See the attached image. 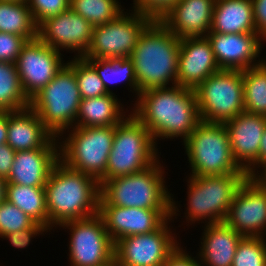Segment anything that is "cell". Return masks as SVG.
Masks as SVG:
<instances>
[{
	"mask_svg": "<svg viewBox=\"0 0 266 266\" xmlns=\"http://www.w3.org/2000/svg\"><path fill=\"white\" fill-rule=\"evenodd\" d=\"M180 40L158 19L146 26L129 57L140 93L177 85Z\"/></svg>",
	"mask_w": 266,
	"mask_h": 266,
	"instance_id": "obj_3",
	"label": "cell"
},
{
	"mask_svg": "<svg viewBox=\"0 0 266 266\" xmlns=\"http://www.w3.org/2000/svg\"><path fill=\"white\" fill-rule=\"evenodd\" d=\"M163 266H201L200 260L195 259L182 247H178L166 260Z\"/></svg>",
	"mask_w": 266,
	"mask_h": 266,
	"instance_id": "obj_41",
	"label": "cell"
},
{
	"mask_svg": "<svg viewBox=\"0 0 266 266\" xmlns=\"http://www.w3.org/2000/svg\"><path fill=\"white\" fill-rule=\"evenodd\" d=\"M98 214L114 244L126 236L153 232L171 218V210L119 206H99Z\"/></svg>",
	"mask_w": 266,
	"mask_h": 266,
	"instance_id": "obj_17",
	"label": "cell"
},
{
	"mask_svg": "<svg viewBox=\"0 0 266 266\" xmlns=\"http://www.w3.org/2000/svg\"><path fill=\"white\" fill-rule=\"evenodd\" d=\"M223 222L243 237L266 235V195L248 177L236 192Z\"/></svg>",
	"mask_w": 266,
	"mask_h": 266,
	"instance_id": "obj_16",
	"label": "cell"
},
{
	"mask_svg": "<svg viewBox=\"0 0 266 266\" xmlns=\"http://www.w3.org/2000/svg\"><path fill=\"white\" fill-rule=\"evenodd\" d=\"M158 149L150 131L131 113L115 125L112 150L107 161L104 181L139 172L158 159Z\"/></svg>",
	"mask_w": 266,
	"mask_h": 266,
	"instance_id": "obj_7",
	"label": "cell"
},
{
	"mask_svg": "<svg viewBox=\"0 0 266 266\" xmlns=\"http://www.w3.org/2000/svg\"><path fill=\"white\" fill-rule=\"evenodd\" d=\"M49 231L70 220L98 213L100 185L90 175L68 168L59 161L45 185Z\"/></svg>",
	"mask_w": 266,
	"mask_h": 266,
	"instance_id": "obj_2",
	"label": "cell"
},
{
	"mask_svg": "<svg viewBox=\"0 0 266 266\" xmlns=\"http://www.w3.org/2000/svg\"><path fill=\"white\" fill-rule=\"evenodd\" d=\"M266 164V126L262 135L261 144L259 148V167Z\"/></svg>",
	"mask_w": 266,
	"mask_h": 266,
	"instance_id": "obj_45",
	"label": "cell"
},
{
	"mask_svg": "<svg viewBox=\"0 0 266 266\" xmlns=\"http://www.w3.org/2000/svg\"><path fill=\"white\" fill-rule=\"evenodd\" d=\"M34 223V220L11 202L5 200L0 204V237L30 228Z\"/></svg>",
	"mask_w": 266,
	"mask_h": 266,
	"instance_id": "obj_35",
	"label": "cell"
},
{
	"mask_svg": "<svg viewBox=\"0 0 266 266\" xmlns=\"http://www.w3.org/2000/svg\"><path fill=\"white\" fill-rule=\"evenodd\" d=\"M131 114L157 138H183V142L201 121L195 90L179 85L141 92Z\"/></svg>",
	"mask_w": 266,
	"mask_h": 266,
	"instance_id": "obj_1",
	"label": "cell"
},
{
	"mask_svg": "<svg viewBox=\"0 0 266 266\" xmlns=\"http://www.w3.org/2000/svg\"><path fill=\"white\" fill-rule=\"evenodd\" d=\"M30 107L15 63L0 61V111H18Z\"/></svg>",
	"mask_w": 266,
	"mask_h": 266,
	"instance_id": "obj_31",
	"label": "cell"
},
{
	"mask_svg": "<svg viewBox=\"0 0 266 266\" xmlns=\"http://www.w3.org/2000/svg\"><path fill=\"white\" fill-rule=\"evenodd\" d=\"M26 42L20 35L0 32V61L15 63Z\"/></svg>",
	"mask_w": 266,
	"mask_h": 266,
	"instance_id": "obj_37",
	"label": "cell"
},
{
	"mask_svg": "<svg viewBox=\"0 0 266 266\" xmlns=\"http://www.w3.org/2000/svg\"><path fill=\"white\" fill-rule=\"evenodd\" d=\"M220 70L207 36L180 40L177 85L195 90L205 79Z\"/></svg>",
	"mask_w": 266,
	"mask_h": 266,
	"instance_id": "obj_19",
	"label": "cell"
},
{
	"mask_svg": "<svg viewBox=\"0 0 266 266\" xmlns=\"http://www.w3.org/2000/svg\"><path fill=\"white\" fill-rule=\"evenodd\" d=\"M216 0H178L160 21L180 39L206 36Z\"/></svg>",
	"mask_w": 266,
	"mask_h": 266,
	"instance_id": "obj_21",
	"label": "cell"
},
{
	"mask_svg": "<svg viewBox=\"0 0 266 266\" xmlns=\"http://www.w3.org/2000/svg\"><path fill=\"white\" fill-rule=\"evenodd\" d=\"M37 26L44 20L56 16L69 8L70 0H27Z\"/></svg>",
	"mask_w": 266,
	"mask_h": 266,
	"instance_id": "obj_36",
	"label": "cell"
},
{
	"mask_svg": "<svg viewBox=\"0 0 266 266\" xmlns=\"http://www.w3.org/2000/svg\"><path fill=\"white\" fill-rule=\"evenodd\" d=\"M173 199L171 197V218H168L157 230L126 236L115 243V266H163L168 257L179 247L177 236H173L171 226L168 224L173 216L180 212Z\"/></svg>",
	"mask_w": 266,
	"mask_h": 266,
	"instance_id": "obj_11",
	"label": "cell"
},
{
	"mask_svg": "<svg viewBox=\"0 0 266 266\" xmlns=\"http://www.w3.org/2000/svg\"><path fill=\"white\" fill-rule=\"evenodd\" d=\"M75 76L82 99L109 94L95 69L82 57H75Z\"/></svg>",
	"mask_w": 266,
	"mask_h": 266,
	"instance_id": "obj_33",
	"label": "cell"
},
{
	"mask_svg": "<svg viewBox=\"0 0 266 266\" xmlns=\"http://www.w3.org/2000/svg\"><path fill=\"white\" fill-rule=\"evenodd\" d=\"M262 171H258V169L256 168V171L251 172L248 175V178L257 186L259 187L266 195V164L261 166L259 169ZM258 172H260L261 174H259Z\"/></svg>",
	"mask_w": 266,
	"mask_h": 266,
	"instance_id": "obj_43",
	"label": "cell"
},
{
	"mask_svg": "<svg viewBox=\"0 0 266 266\" xmlns=\"http://www.w3.org/2000/svg\"><path fill=\"white\" fill-rule=\"evenodd\" d=\"M206 36L220 69L244 70L264 61V59L255 60L263 48L261 47L263 38L258 33H208Z\"/></svg>",
	"mask_w": 266,
	"mask_h": 266,
	"instance_id": "obj_20",
	"label": "cell"
},
{
	"mask_svg": "<svg viewBox=\"0 0 266 266\" xmlns=\"http://www.w3.org/2000/svg\"><path fill=\"white\" fill-rule=\"evenodd\" d=\"M232 266H266V240L243 237L237 245Z\"/></svg>",
	"mask_w": 266,
	"mask_h": 266,
	"instance_id": "obj_34",
	"label": "cell"
},
{
	"mask_svg": "<svg viewBox=\"0 0 266 266\" xmlns=\"http://www.w3.org/2000/svg\"><path fill=\"white\" fill-rule=\"evenodd\" d=\"M81 99L74 57L30 100V107L59 141V136L74 127Z\"/></svg>",
	"mask_w": 266,
	"mask_h": 266,
	"instance_id": "obj_5",
	"label": "cell"
},
{
	"mask_svg": "<svg viewBox=\"0 0 266 266\" xmlns=\"http://www.w3.org/2000/svg\"><path fill=\"white\" fill-rule=\"evenodd\" d=\"M8 181L0 177V204L6 200Z\"/></svg>",
	"mask_w": 266,
	"mask_h": 266,
	"instance_id": "obj_46",
	"label": "cell"
},
{
	"mask_svg": "<svg viewBox=\"0 0 266 266\" xmlns=\"http://www.w3.org/2000/svg\"><path fill=\"white\" fill-rule=\"evenodd\" d=\"M8 111H0V145L7 143Z\"/></svg>",
	"mask_w": 266,
	"mask_h": 266,
	"instance_id": "obj_44",
	"label": "cell"
},
{
	"mask_svg": "<svg viewBox=\"0 0 266 266\" xmlns=\"http://www.w3.org/2000/svg\"><path fill=\"white\" fill-rule=\"evenodd\" d=\"M115 95L109 93L81 99L74 127L115 126L121 123L126 118V112H122L123 105Z\"/></svg>",
	"mask_w": 266,
	"mask_h": 266,
	"instance_id": "obj_26",
	"label": "cell"
},
{
	"mask_svg": "<svg viewBox=\"0 0 266 266\" xmlns=\"http://www.w3.org/2000/svg\"><path fill=\"white\" fill-rule=\"evenodd\" d=\"M244 111L266 117V61L242 70Z\"/></svg>",
	"mask_w": 266,
	"mask_h": 266,
	"instance_id": "obj_30",
	"label": "cell"
},
{
	"mask_svg": "<svg viewBox=\"0 0 266 266\" xmlns=\"http://www.w3.org/2000/svg\"><path fill=\"white\" fill-rule=\"evenodd\" d=\"M209 33H256L251 0H216Z\"/></svg>",
	"mask_w": 266,
	"mask_h": 266,
	"instance_id": "obj_25",
	"label": "cell"
},
{
	"mask_svg": "<svg viewBox=\"0 0 266 266\" xmlns=\"http://www.w3.org/2000/svg\"><path fill=\"white\" fill-rule=\"evenodd\" d=\"M62 54L45 44L39 37L28 40L15 65L23 91L31 100L64 67Z\"/></svg>",
	"mask_w": 266,
	"mask_h": 266,
	"instance_id": "obj_14",
	"label": "cell"
},
{
	"mask_svg": "<svg viewBox=\"0 0 266 266\" xmlns=\"http://www.w3.org/2000/svg\"><path fill=\"white\" fill-rule=\"evenodd\" d=\"M6 200L17 206L36 223L48 228V211L44 187L8 183Z\"/></svg>",
	"mask_w": 266,
	"mask_h": 266,
	"instance_id": "obj_28",
	"label": "cell"
},
{
	"mask_svg": "<svg viewBox=\"0 0 266 266\" xmlns=\"http://www.w3.org/2000/svg\"><path fill=\"white\" fill-rule=\"evenodd\" d=\"M59 226L71 232L68 257L71 266L115 265V244L98 213L88 218L66 221Z\"/></svg>",
	"mask_w": 266,
	"mask_h": 266,
	"instance_id": "obj_12",
	"label": "cell"
},
{
	"mask_svg": "<svg viewBox=\"0 0 266 266\" xmlns=\"http://www.w3.org/2000/svg\"><path fill=\"white\" fill-rule=\"evenodd\" d=\"M201 121L226 123L244 112L242 70L221 69L196 89Z\"/></svg>",
	"mask_w": 266,
	"mask_h": 266,
	"instance_id": "obj_10",
	"label": "cell"
},
{
	"mask_svg": "<svg viewBox=\"0 0 266 266\" xmlns=\"http://www.w3.org/2000/svg\"><path fill=\"white\" fill-rule=\"evenodd\" d=\"M93 25L75 13L70 7L56 16L44 20L38 26V37L57 51H77L82 57L92 40ZM62 49V50H61Z\"/></svg>",
	"mask_w": 266,
	"mask_h": 266,
	"instance_id": "obj_15",
	"label": "cell"
},
{
	"mask_svg": "<svg viewBox=\"0 0 266 266\" xmlns=\"http://www.w3.org/2000/svg\"><path fill=\"white\" fill-rule=\"evenodd\" d=\"M251 1L256 33L266 41V0Z\"/></svg>",
	"mask_w": 266,
	"mask_h": 266,
	"instance_id": "obj_40",
	"label": "cell"
},
{
	"mask_svg": "<svg viewBox=\"0 0 266 266\" xmlns=\"http://www.w3.org/2000/svg\"><path fill=\"white\" fill-rule=\"evenodd\" d=\"M56 139L31 107L8 111L7 144L14 151L59 148Z\"/></svg>",
	"mask_w": 266,
	"mask_h": 266,
	"instance_id": "obj_22",
	"label": "cell"
},
{
	"mask_svg": "<svg viewBox=\"0 0 266 266\" xmlns=\"http://www.w3.org/2000/svg\"><path fill=\"white\" fill-rule=\"evenodd\" d=\"M9 1H27V0H9Z\"/></svg>",
	"mask_w": 266,
	"mask_h": 266,
	"instance_id": "obj_47",
	"label": "cell"
},
{
	"mask_svg": "<svg viewBox=\"0 0 266 266\" xmlns=\"http://www.w3.org/2000/svg\"><path fill=\"white\" fill-rule=\"evenodd\" d=\"M159 162L158 158L139 172L104 181L100 185L99 206L171 210L172 194L165 186V173Z\"/></svg>",
	"mask_w": 266,
	"mask_h": 266,
	"instance_id": "obj_4",
	"label": "cell"
},
{
	"mask_svg": "<svg viewBox=\"0 0 266 266\" xmlns=\"http://www.w3.org/2000/svg\"><path fill=\"white\" fill-rule=\"evenodd\" d=\"M60 161L59 148L16 151L8 183L45 187L54 166Z\"/></svg>",
	"mask_w": 266,
	"mask_h": 266,
	"instance_id": "obj_23",
	"label": "cell"
},
{
	"mask_svg": "<svg viewBox=\"0 0 266 266\" xmlns=\"http://www.w3.org/2000/svg\"><path fill=\"white\" fill-rule=\"evenodd\" d=\"M84 59L95 69L108 93L114 94L109 88L110 84H118V82L121 83L126 81L130 88L135 91L136 97L140 94L134 65L129 57Z\"/></svg>",
	"mask_w": 266,
	"mask_h": 266,
	"instance_id": "obj_29",
	"label": "cell"
},
{
	"mask_svg": "<svg viewBox=\"0 0 266 266\" xmlns=\"http://www.w3.org/2000/svg\"><path fill=\"white\" fill-rule=\"evenodd\" d=\"M126 13L93 27L92 40L82 58L130 57L140 34L153 19L136 10Z\"/></svg>",
	"mask_w": 266,
	"mask_h": 266,
	"instance_id": "obj_13",
	"label": "cell"
},
{
	"mask_svg": "<svg viewBox=\"0 0 266 266\" xmlns=\"http://www.w3.org/2000/svg\"><path fill=\"white\" fill-rule=\"evenodd\" d=\"M237 164L247 175L259 168V148L266 126V117L242 112L224 123Z\"/></svg>",
	"mask_w": 266,
	"mask_h": 266,
	"instance_id": "obj_18",
	"label": "cell"
},
{
	"mask_svg": "<svg viewBox=\"0 0 266 266\" xmlns=\"http://www.w3.org/2000/svg\"><path fill=\"white\" fill-rule=\"evenodd\" d=\"M193 176L246 173L234 160L223 123L200 121L184 141Z\"/></svg>",
	"mask_w": 266,
	"mask_h": 266,
	"instance_id": "obj_6",
	"label": "cell"
},
{
	"mask_svg": "<svg viewBox=\"0 0 266 266\" xmlns=\"http://www.w3.org/2000/svg\"><path fill=\"white\" fill-rule=\"evenodd\" d=\"M247 177V173L191 175L187 185L186 221H191L190 224L202 219H205L206 224L223 222L236 192Z\"/></svg>",
	"mask_w": 266,
	"mask_h": 266,
	"instance_id": "obj_8",
	"label": "cell"
},
{
	"mask_svg": "<svg viewBox=\"0 0 266 266\" xmlns=\"http://www.w3.org/2000/svg\"><path fill=\"white\" fill-rule=\"evenodd\" d=\"M198 257L201 266H232L242 235L224 222L205 224Z\"/></svg>",
	"mask_w": 266,
	"mask_h": 266,
	"instance_id": "obj_24",
	"label": "cell"
},
{
	"mask_svg": "<svg viewBox=\"0 0 266 266\" xmlns=\"http://www.w3.org/2000/svg\"><path fill=\"white\" fill-rule=\"evenodd\" d=\"M0 32L20 35L27 41L38 37L27 1L0 0Z\"/></svg>",
	"mask_w": 266,
	"mask_h": 266,
	"instance_id": "obj_27",
	"label": "cell"
},
{
	"mask_svg": "<svg viewBox=\"0 0 266 266\" xmlns=\"http://www.w3.org/2000/svg\"><path fill=\"white\" fill-rule=\"evenodd\" d=\"M69 7L93 26L106 24L125 10L117 0H70Z\"/></svg>",
	"mask_w": 266,
	"mask_h": 266,
	"instance_id": "obj_32",
	"label": "cell"
},
{
	"mask_svg": "<svg viewBox=\"0 0 266 266\" xmlns=\"http://www.w3.org/2000/svg\"><path fill=\"white\" fill-rule=\"evenodd\" d=\"M15 154L16 151H14L7 143L0 145V177L4 179L8 178Z\"/></svg>",
	"mask_w": 266,
	"mask_h": 266,
	"instance_id": "obj_42",
	"label": "cell"
},
{
	"mask_svg": "<svg viewBox=\"0 0 266 266\" xmlns=\"http://www.w3.org/2000/svg\"><path fill=\"white\" fill-rule=\"evenodd\" d=\"M177 1L178 0H133L134 6L132 9L152 19L160 20Z\"/></svg>",
	"mask_w": 266,
	"mask_h": 266,
	"instance_id": "obj_38",
	"label": "cell"
},
{
	"mask_svg": "<svg viewBox=\"0 0 266 266\" xmlns=\"http://www.w3.org/2000/svg\"><path fill=\"white\" fill-rule=\"evenodd\" d=\"M71 129L65 141L58 143L60 161L68 168L90 175L99 182L106 174L115 126Z\"/></svg>",
	"mask_w": 266,
	"mask_h": 266,
	"instance_id": "obj_9",
	"label": "cell"
},
{
	"mask_svg": "<svg viewBox=\"0 0 266 266\" xmlns=\"http://www.w3.org/2000/svg\"><path fill=\"white\" fill-rule=\"evenodd\" d=\"M48 230L47 227L35 222L30 228L5 234L1 238H5V240L7 238V240L10 241V244L17 249H24L30 244L32 240L31 238L35 235L37 236V234L39 235L43 233L44 235V232H48Z\"/></svg>",
	"mask_w": 266,
	"mask_h": 266,
	"instance_id": "obj_39",
	"label": "cell"
}]
</instances>
